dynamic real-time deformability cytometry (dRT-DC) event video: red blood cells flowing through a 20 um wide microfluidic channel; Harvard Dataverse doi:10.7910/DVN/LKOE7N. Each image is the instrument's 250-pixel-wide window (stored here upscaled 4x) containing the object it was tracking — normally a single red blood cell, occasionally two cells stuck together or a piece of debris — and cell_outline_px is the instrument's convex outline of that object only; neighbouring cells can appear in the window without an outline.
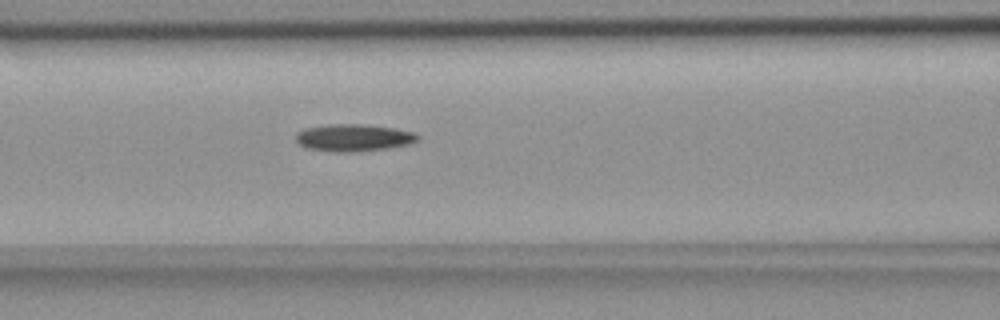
{"species": "common noctule bat (a hibernating species)", "species_latin": "Nyctalus noctula", "temperature_condition": "room temperature", "stored_images_in_passage": 41, "camera_frame_rate_fps": 3000, "um_per_image_px": 0.085, "animal": {"sex": "female", "body_mass_g": 18.4}, "frame": {"image": 1, "passage_image": 11, "time_ms": 3.333, "image_size_px": [1000, 320], "cell_outline_px": [[420, 140], [412, 144], [384, 148], [352, 152], [332, 152], [308, 148], [300, 144], [296, 140], [296, 132], [304, 128], [328, 124], [360, 124], [396, 128], [412, 132], [420, 136]], "centroid_in_image_um": [30.06, 11.7], "position_along_channel_um": 136.5, "area_um2": 19.36}}
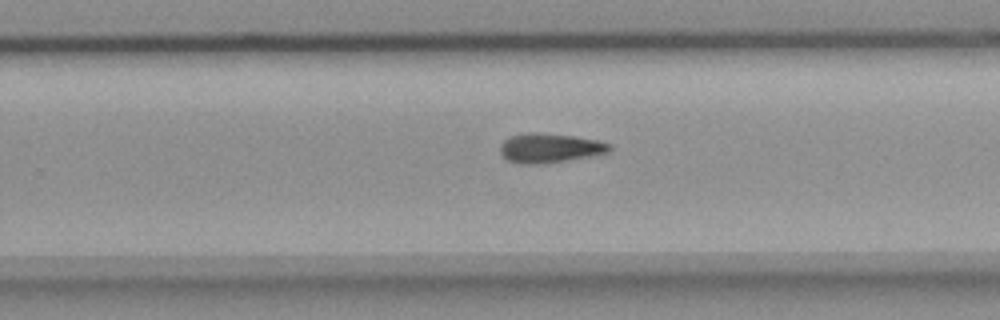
{"frame": {"image": 2, "passage_image": 23, "time_ms": 7.333, "image_size_px": [1000, 320], "cell_outline_px": [[612, 148], [608, 152], [592, 156], [548, 164], [524, 164], [508, 160], [500, 152], [500, 144], [508, 136], [524, 132], [540, 132], [572, 136], [600, 140], [612, 144]], "centroid_in_image_um": [46.74, 12.57], "position_along_channel_um": 283.1, "area_um2": 19.13}}
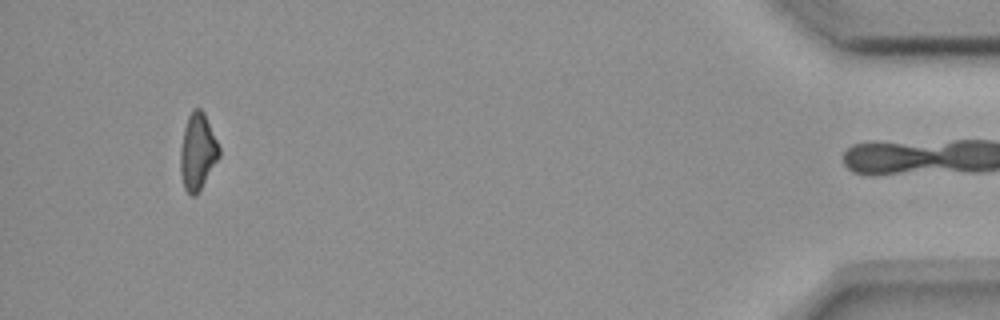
{"frame": {"image": 3, "passage_image": 40, "time_ms": 13.0, "image_size_px": [1000, 320], "cell_outline_px": [[220, 156], [196, 196], [192, 196], [184, 188], [180, 172], [180, 148], [184, 128], [188, 116], [192, 108], [200, 108], [204, 112], [220, 148]], "centroid_in_image_um": [16.79, 12.88], "position_along_channel_um": 418.4, "area_um2": 17.28}, "authors_computed_cell_mechanics": {"area_um2": 18.2648, "velocity_mm_per_s": 3.6789, "shape_relaxation_time_tau1_ms": 7.3306, "shape_relaxation_time_tau2_ms": null, "deformation_change_tau1": 0.1662, "deformation_change_tau2": null}}